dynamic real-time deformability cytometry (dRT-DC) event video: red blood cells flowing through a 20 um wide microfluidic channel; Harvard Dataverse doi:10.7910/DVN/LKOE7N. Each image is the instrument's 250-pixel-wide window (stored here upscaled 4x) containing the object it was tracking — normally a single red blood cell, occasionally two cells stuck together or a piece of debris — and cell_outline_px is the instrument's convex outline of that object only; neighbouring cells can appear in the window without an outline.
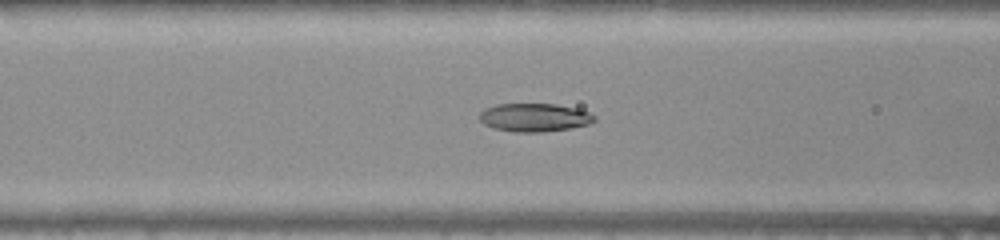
{"species": "common noctule bat (a hibernating species)", "species_latin": "Nyctalus noctula", "temperature_condition": "warm", "stored_images_in_passage": 50, "camera_frame_rate_fps": 3000, "um_per_image_px": 0.085, "animal": {"sex": "female", "body_mass_g": 22.0, "forearm_length_mm": 56.7}, "frame": {"image": 1, "passage_image": 19, "time_ms": 6.0, "image_size_px": [1000, 240], "cell_outline_px": [[596, 120], [588, 124], [572, 128], [540, 132], [516, 132], [492, 128], [484, 124], [480, 120], [480, 112], [484, 108], [496, 104], [556, 104], [576, 108], [592, 112], [596, 116]], "centroid_in_image_um": [45.44, 9.98], "position_along_channel_um": 121.2, "area_um2": 19.13}}
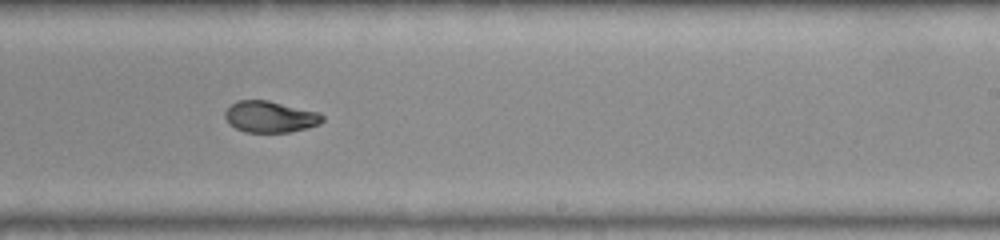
{"frame": {"image": 2, "passage_image": 30, "time_ms": 9.667, "image_size_px": [1000, 240], "cell_outline_px": [[324, 120], [320, 124], [308, 128], [288, 132], [244, 132], [236, 128], [224, 116], [224, 112], [236, 100], [268, 100], [320, 112], [324, 116]], "centroid_in_image_um": [23.01, 9.92], "position_along_channel_um": 266.0, "area_um2": 17.86}}
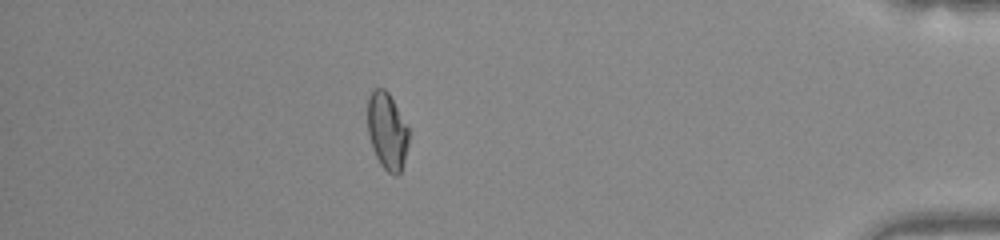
{"frame": {"image": 3, "passage_image": 44, "time_ms": 14.333, "image_size_px": [1000, 240], "cell_outline_px": [[408, 144], [404, 164], [400, 172], [396, 176], [388, 172], [380, 164], [372, 148], [368, 132], [368, 96], [372, 88], [384, 88], [388, 92], [408, 124]], "centroid_in_image_um": [32.91, 11.12], "position_along_channel_um": 402.3, "area_um2": 18.67}, "authors_computed_cell_mechanics": {"area_um2": 19.1029, "velocity_mm_per_s": 3.9621, "shape_relaxation_time_tau1_ms": null, "shape_relaxation_time_tau2_ms": 1.7821, "deformation_change_tau1": null, "deformation_change_tau2": 0.056}}